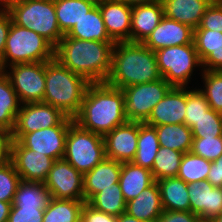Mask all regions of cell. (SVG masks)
Listing matches in <instances>:
<instances>
[{"instance_id":"obj_1","label":"cell","mask_w":222,"mask_h":222,"mask_svg":"<svg viewBox=\"0 0 222 222\" xmlns=\"http://www.w3.org/2000/svg\"><path fill=\"white\" fill-rule=\"evenodd\" d=\"M124 105L125 95L122 89L106 82L90 83L74 122L81 128L104 137L128 121Z\"/></svg>"},{"instance_id":"obj_2","label":"cell","mask_w":222,"mask_h":222,"mask_svg":"<svg viewBox=\"0 0 222 222\" xmlns=\"http://www.w3.org/2000/svg\"><path fill=\"white\" fill-rule=\"evenodd\" d=\"M114 43L64 36L55 47V58L90 83L105 82L111 71Z\"/></svg>"},{"instance_id":"obj_3","label":"cell","mask_w":222,"mask_h":222,"mask_svg":"<svg viewBox=\"0 0 222 222\" xmlns=\"http://www.w3.org/2000/svg\"><path fill=\"white\" fill-rule=\"evenodd\" d=\"M163 78L155 52L143 43L116 42L113 46L111 71L107 84L123 89Z\"/></svg>"},{"instance_id":"obj_4","label":"cell","mask_w":222,"mask_h":222,"mask_svg":"<svg viewBox=\"0 0 222 222\" xmlns=\"http://www.w3.org/2000/svg\"><path fill=\"white\" fill-rule=\"evenodd\" d=\"M45 79L43 102L74 118L80 112L90 82L63 66L56 58L45 62Z\"/></svg>"},{"instance_id":"obj_5","label":"cell","mask_w":222,"mask_h":222,"mask_svg":"<svg viewBox=\"0 0 222 222\" xmlns=\"http://www.w3.org/2000/svg\"><path fill=\"white\" fill-rule=\"evenodd\" d=\"M5 9L14 24L43 36L54 47L64 37L57 22L54 0H16Z\"/></svg>"},{"instance_id":"obj_6","label":"cell","mask_w":222,"mask_h":222,"mask_svg":"<svg viewBox=\"0 0 222 222\" xmlns=\"http://www.w3.org/2000/svg\"><path fill=\"white\" fill-rule=\"evenodd\" d=\"M55 58V47L36 32L13 22L6 39L0 70L15 64L48 62Z\"/></svg>"},{"instance_id":"obj_7","label":"cell","mask_w":222,"mask_h":222,"mask_svg":"<svg viewBox=\"0 0 222 222\" xmlns=\"http://www.w3.org/2000/svg\"><path fill=\"white\" fill-rule=\"evenodd\" d=\"M105 157L103 136L85 130L73 121L66 136L63 159L84 175Z\"/></svg>"},{"instance_id":"obj_8","label":"cell","mask_w":222,"mask_h":222,"mask_svg":"<svg viewBox=\"0 0 222 222\" xmlns=\"http://www.w3.org/2000/svg\"><path fill=\"white\" fill-rule=\"evenodd\" d=\"M155 56L160 74L172 87L188 88L193 69L202 67L194 42L161 48Z\"/></svg>"},{"instance_id":"obj_9","label":"cell","mask_w":222,"mask_h":222,"mask_svg":"<svg viewBox=\"0 0 222 222\" xmlns=\"http://www.w3.org/2000/svg\"><path fill=\"white\" fill-rule=\"evenodd\" d=\"M74 118L66 116L60 109L45 102L21 104L10 140H20L26 133L56 125H70Z\"/></svg>"},{"instance_id":"obj_10","label":"cell","mask_w":222,"mask_h":222,"mask_svg":"<svg viewBox=\"0 0 222 222\" xmlns=\"http://www.w3.org/2000/svg\"><path fill=\"white\" fill-rule=\"evenodd\" d=\"M171 88L172 86L164 78L123 88L125 115L128 121L145 123L155 105Z\"/></svg>"},{"instance_id":"obj_11","label":"cell","mask_w":222,"mask_h":222,"mask_svg":"<svg viewBox=\"0 0 222 222\" xmlns=\"http://www.w3.org/2000/svg\"><path fill=\"white\" fill-rule=\"evenodd\" d=\"M4 69L21 104L43 102L45 62L15 64Z\"/></svg>"},{"instance_id":"obj_12","label":"cell","mask_w":222,"mask_h":222,"mask_svg":"<svg viewBox=\"0 0 222 222\" xmlns=\"http://www.w3.org/2000/svg\"><path fill=\"white\" fill-rule=\"evenodd\" d=\"M44 184L53 198L85 201L83 174L63 158L55 160Z\"/></svg>"},{"instance_id":"obj_13","label":"cell","mask_w":222,"mask_h":222,"mask_svg":"<svg viewBox=\"0 0 222 222\" xmlns=\"http://www.w3.org/2000/svg\"><path fill=\"white\" fill-rule=\"evenodd\" d=\"M9 160L24 181L44 183L55 162L49 156L25 148L18 140H10Z\"/></svg>"},{"instance_id":"obj_14","label":"cell","mask_w":222,"mask_h":222,"mask_svg":"<svg viewBox=\"0 0 222 222\" xmlns=\"http://www.w3.org/2000/svg\"><path fill=\"white\" fill-rule=\"evenodd\" d=\"M139 122L127 121L115 127L103 138L105 156L120 163L132 162L137 152Z\"/></svg>"},{"instance_id":"obj_15","label":"cell","mask_w":222,"mask_h":222,"mask_svg":"<svg viewBox=\"0 0 222 222\" xmlns=\"http://www.w3.org/2000/svg\"><path fill=\"white\" fill-rule=\"evenodd\" d=\"M69 125H56L50 128L26 133L19 142L28 149L42 153L54 160L62 159L65 152Z\"/></svg>"},{"instance_id":"obj_16","label":"cell","mask_w":222,"mask_h":222,"mask_svg":"<svg viewBox=\"0 0 222 222\" xmlns=\"http://www.w3.org/2000/svg\"><path fill=\"white\" fill-rule=\"evenodd\" d=\"M193 38V28L164 16L143 44L155 52L165 47L192 44Z\"/></svg>"},{"instance_id":"obj_17","label":"cell","mask_w":222,"mask_h":222,"mask_svg":"<svg viewBox=\"0 0 222 222\" xmlns=\"http://www.w3.org/2000/svg\"><path fill=\"white\" fill-rule=\"evenodd\" d=\"M190 211L199 218L212 219L222 213V187L208 180L188 184Z\"/></svg>"},{"instance_id":"obj_18","label":"cell","mask_w":222,"mask_h":222,"mask_svg":"<svg viewBox=\"0 0 222 222\" xmlns=\"http://www.w3.org/2000/svg\"><path fill=\"white\" fill-rule=\"evenodd\" d=\"M109 37L116 42H131L132 6L107 0L98 6Z\"/></svg>"},{"instance_id":"obj_19","label":"cell","mask_w":222,"mask_h":222,"mask_svg":"<svg viewBox=\"0 0 222 222\" xmlns=\"http://www.w3.org/2000/svg\"><path fill=\"white\" fill-rule=\"evenodd\" d=\"M186 87H172L153 108L148 120L151 126L184 124Z\"/></svg>"},{"instance_id":"obj_20","label":"cell","mask_w":222,"mask_h":222,"mask_svg":"<svg viewBox=\"0 0 222 222\" xmlns=\"http://www.w3.org/2000/svg\"><path fill=\"white\" fill-rule=\"evenodd\" d=\"M122 163L104 158L92 170L83 175V191L85 202L88 203L97 193L119 183Z\"/></svg>"},{"instance_id":"obj_21","label":"cell","mask_w":222,"mask_h":222,"mask_svg":"<svg viewBox=\"0 0 222 222\" xmlns=\"http://www.w3.org/2000/svg\"><path fill=\"white\" fill-rule=\"evenodd\" d=\"M193 42L202 70L222 71V32L194 29Z\"/></svg>"},{"instance_id":"obj_22","label":"cell","mask_w":222,"mask_h":222,"mask_svg":"<svg viewBox=\"0 0 222 222\" xmlns=\"http://www.w3.org/2000/svg\"><path fill=\"white\" fill-rule=\"evenodd\" d=\"M164 17L160 1L132 6L131 42L143 43Z\"/></svg>"},{"instance_id":"obj_23","label":"cell","mask_w":222,"mask_h":222,"mask_svg":"<svg viewBox=\"0 0 222 222\" xmlns=\"http://www.w3.org/2000/svg\"><path fill=\"white\" fill-rule=\"evenodd\" d=\"M213 0H161L164 16L191 28H197Z\"/></svg>"},{"instance_id":"obj_24","label":"cell","mask_w":222,"mask_h":222,"mask_svg":"<svg viewBox=\"0 0 222 222\" xmlns=\"http://www.w3.org/2000/svg\"><path fill=\"white\" fill-rule=\"evenodd\" d=\"M162 212L160 190L156 181L126 203V213L142 222L157 221Z\"/></svg>"},{"instance_id":"obj_25","label":"cell","mask_w":222,"mask_h":222,"mask_svg":"<svg viewBox=\"0 0 222 222\" xmlns=\"http://www.w3.org/2000/svg\"><path fill=\"white\" fill-rule=\"evenodd\" d=\"M154 182L152 171L133 162L122 163L119 184L126 202L134 199Z\"/></svg>"},{"instance_id":"obj_26","label":"cell","mask_w":222,"mask_h":222,"mask_svg":"<svg viewBox=\"0 0 222 222\" xmlns=\"http://www.w3.org/2000/svg\"><path fill=\"white\" fill-rule=\"evenodd\" d=\"M156 182L163 210L190 211L188 183L178 177L164 178Z\"/></svg>"},{"instance_id":"obj_27","label":"cell","mask_w":222,"mask_h":222,"mask_svg":"<svg viewBox=\"0 0 222 222\" xmlns=\"http://www.w3.org/2000/svg\"><path fill=\"white\" fill-rule=\"evenodd\" d=\"M20 107L21 103L8 76L0 70V132L11 134Z\"/></svg>"},{"instance_id":"obj_28","label":"cell","mask_w":222,"mask_h":222,"mask_svg":"<svg viewBox=\"0 0 222 222\" xmlns=\"http://www.w3.org/2000/svg\"><path fill=\"white\" fill-rule=\"evenodd\" d=\"M64 36L80 40L114 42L107 33L102 14L98 6H94Z\"/></svg>"},{"instance_id":"obj_29","label":"cell","mask_w":222,"mask_h":222,"mask_svg":"<svg viewBox=\"0 0 222 222\" xmlns=\"http://www.w3.org/2000/svg\"><path fill=\"white\" fill-rule=\"evenodd\" d=\"M157 132L159 146L170 148L181 153L191 151L193 134L185 124H165L154 126Z\"/></svg>"},{"instance_id":"obj_30","label":"cell","mask_w":222,"mask_h":222,"mask_svg":"<svg viewBox=\"0 0 222 222\" xmlns=\"http://www.w3.org/2000/svg\"><path fill=\"white\" fill-rule=\"evenodd\" d=\"M159 147V140L155 127L139 122L137 152L132 162L135 165L152 171L153 162Z\"/></svg>"},{"instance_id":"obj_31","label":"cell","mask_w":222,"mask_h":222,"mask_svg":"<svg viewBox=\"0 0 222 222\" xmlns=\"http://www.w3.org/2000/svg\"><path fill=\"white\" fill-rule=\"evenodd\" d=\"M57 22L66 35L94 5L85 0H54Z\"/></svg>"},{"instance_id":"obj_32","label":"cell","mask_w":222,"mask_h":222,"mask_svg":"<svg viewBox=\"0 0 222 222\" xmlns=\"http://www.w3.org/2000/svg\"><path fill=\"white\" fill-rule=\"evenodd\" d=\"M51 199L44 183L21 180L11 207H38L45 209Z\"/></svg>"},{"instance_id":"obj_33","label":"cell","mask_w":222,"mask_h":222,"mask_svg":"<svg viewBox=\"0 0 222 222\" xmlns=\"http://www.w3.org/2000/svg\"><path fill=\"white\" fill-rule=\"evenodd\" d=\"M85 201L51 197L44 210L43 222H80Z\"/></svg>"},{"instance_id":"obj_34","label":"cell","mask_w":222,"mask_h":222,"mask_svg":"<svg viewBox=\"0 0 222 222\" xmlns=\"http://www.w3.org/2000/svg\"><path fill=\"white\" fill-rule=\"evenodd\" d=\"M126 203L119 183L101 190L88 202L95 210L114 216L126 212Z\"/></svg>"},{"instance_id":"obj_35","label":"cell","mask_w":222,"mask_h":222,"mask_svg":"<svg viewBox=\"0 0 222 222\" xmlns=\"http://www.w3.org/2000/svg\"><path fill=\"white\" fill-rule=\"evenodd\" d=\"M210 166L211 161L205 160L190 151L183 154L176 177L188 184L207 180Z\"/></svg>"},{"instance_id":"obj_36","label":"cell","mask_w":222,"mask_h":222,"mask_svg":"<svg viewBox=\"0 0 222 222\" xmlns=\"http://www.w3.org/2000/svg\"><path fill=\"white\" fill-rule=\"evenodd\" d=\"M184 153L166 147H159L154 159L152 174L155 179L176 177L179 171L181 159Z\"/></svg>"},{"instance_id":"obj_37","label":"cell","mask_w":222,"mask_h":222,"mask_svg":"<svg viewBox=\"0 0 222 222\" xmlns=\"http://www.w3.org/2000/svg\"><path fill=\"white\" fill-rule=\"evenodd\" d=\"M203 89H199L214 111L222 114V71L202 70Z\"/></svg>"},{"instance_id":"obj_38","label":"cell","mask_w":222,"mask_h":222,"mask_svg":"<svg viewBox=\"0 0 222 222\" xmlns=\"http://www.w3.org/2000/svg\"><path fill=\"white\" fill-rule=\"evenodd\" d=\"M193 138H213L222 136V114L209 109L191 127Z\"/></svg>"},{"instance_id":"obj_39","label":"cell","mask_w":222,"mask_h":222,"mask_svg":"<svg viewBox=\"0 0 222 222\" xmlns=\"http://www.w3.org/2000/svg\"><path fill=\"white\" fill-rule=\"evenodd\" d=\"M209 109L210 106L206 97L199 88H195V90L186 89L185 125L191 128Z\"/></svg>"},{"instance_id":"obj_40","label":"cell","mask_w":222,"mask_h":222,"mask_svg":"<svg viewBox=\"0 0 222 222\" xmlns=\"http://www.w3.org/2000/svg\"><path fill=\"white\" fill-rule=\"evenodd\" d=\"M21 181L13 163L8 160L0 166V201L13 202L15 192Z\"/></svg>"},{"instance_id":"obj_41","label":"cell","mask_w":222,"mask_h":222,"mask_svg":"<svg viewBox=\"0 0 222 222\" xmlns=\"http://www.w3.org/2000/svg\"><path fill=\"white\" fill-rule=\"evenodd\" d=\"M191 152L208 161H215L222 155V136L193 138Z\"/></svg>"},{"instance_id":"obj_42","label":"cell","mask_w":222,"mask_h":222,"mask_svg":"<svg viewBox=\"0 0 222 222\" xmlns=\"http://www.w3.org/2000/svg\"><path fill=\"white\" fill-rule=\"evenodd\" d=\"M195 29L222 32V0H213L206 8L200 25Z\"/></svg>"},{"instance_id":"obj_43","label":"cell","mask_w":222,"mask_h":222,"mask_svg":"<svg viewBox=\"0 0 222 222\" xmlns=\"http://www.w3.org/2000/svg\"><path fill=\"white\" fill-rule=\"evenodd\" d=\"M44 210L38 207H11L8 222H43Z\"/></svg>"},{"instance_id":"obj_44","label":"cell","mask_w":222,"mask_h":222,"mask_svg":"<svg viewBox=\"0 0 222 222\" xmlns=\"http://www.w3.org/2000/svg\"><path fill=\"white\" fill-rule=\"evenodd\" d=\"M80 222H117V216L97 211L85 202Z\"/></svg>"},{"instance_id":"obj_45","label":"cell","mask_w":222,"mask_h":222,"mask_svg":"<svg viewBox=\"0 0 222 222\" xmlns=\"http://www.w3.org/2000/svg\"><path fill=\"white\" fill-rule=\"evenodd\" d=\"M198 218L197 214L191 211H169L163 210L158 222H195Z\"/></svg>"},{"instance_id":"obj_46","label":"cell","mask_w":222,"mask_h":222,"mask_svg":"<svg viewBox=\"0 0 222 222\" xmlns=\"http://www.w3.org/2000/svg\"><path fill=\"white\" fill-rule=\"evenodd\" d=\"M12 19L5 8H0V62L4 56L6 39L11 27Z\"/></svg>"},{"instance_id":"obj_47","label":"cell","mask_w":222,"mask_h":222,"mask_svg":"<svg viewBox=\"0 0 222 222\" xmlns=\"http://www.w3.org/2000/svg\"><path fill=\"white\" fill-rule=\"evenodd\" d=\"M207 180L214 187H222V155L215 161L211 162Z\"/></svg>"},{"instance_id":"obj_48","label":"cell","mask_w":222,"mask_h":222,"mask_svg":"<svg viewBox=\"0 0 222 222\" xmlns=\"http://www.w3.org/2000/svg\"><path fill=\"white\" fill-rule=\"evenodd\" d=\"M10 136L0 132V166L9 160Z\"/></svg>"},{"instance_id":"obj_49","label":"cell","mask_w":222,"mask_h":222,"mask_svg":"<svg viewBox=\"0 0 222 222\" xmlns=\"http://www.w3.org/2000/svg\"><path fill=\"white\" fill-rule=\"evenodd\" d=\"M12 203L0 201V222H8Z\"/></svg>"},{"instance_id":"obj_50","label":"cell","mask_w":222,"mask_h":222,"mask_svg":"<svg viewBox=\"0 0 222 222\" xmlns=\"http://www.w3.org/2000/svg\"><path fill=\"white\" fill-rule=\"evenodd\" d=\"M118 1H121L127 5H130V6H134V5L155 3L160 0H118Z\"/></svg>"},{"instance_id":"obj_51","label":"cell","mask_w":222,"mask_h":222,"mask_svg":"<svg viewBox=\"0 0 222 222\" xmlns=\"http://www.w3.org/2000/svg\"><path fill=\"white\" fill-rule=\"evenodd\" d=\"M117 222H142V221L124 212L123 214L117 216Z\"/></svg>"},{"instance_id":"obj_52","label":"cell","mask_w":222,"mask_h":222,"mask_svg":"<svg viewBox=\"0 0 222 222\" xmlns=\"http://www.w3.org/2000/svg\"><path fill=\"white\" fill-rule=\"evenodd\" d=\"M88 1L89 3L93 4L94 6H100L107 0H85Z\"/></svg>"},{"instance_id":"obj_53","label":"cell","mask_w":222,"mask_h":222,"mask_svg":"<svg viewBox=\"0 0 222 222\" xmlns=\"http://www.w3.org/2000/svg\"><path fill=\"white\" fill-rule=\"evenodd\" d=\"M16 1V0H0V7L5 8L9 3Z\"/></svg>"},{"instance_id":"obj_54","label":"cell","mask_w":222,"mask_h":222,"mask_svg":"<svg viewBox=\"0 0 222 222\" xmlns=\"http://www.w3.org/2000/svg\"><path fill=\"white\" fill-rule=\"evenodd\" d=\"M195 222H213L212 219L209 218H197V220Z\"/></svg>"},{"instance_id":"obj_55","label":"cell","mask_w":222,"mask_h":222,"mask_svg":"<svg viewBox=\"0 0 222 222\" xmlns=\"http://www.w3.org/2000/svg\"><path fill=\"white\" fill-rule=\"evenodd\" d=\"M213 222H222V213L212 218Z\"/></svg>"}]
</instances>
